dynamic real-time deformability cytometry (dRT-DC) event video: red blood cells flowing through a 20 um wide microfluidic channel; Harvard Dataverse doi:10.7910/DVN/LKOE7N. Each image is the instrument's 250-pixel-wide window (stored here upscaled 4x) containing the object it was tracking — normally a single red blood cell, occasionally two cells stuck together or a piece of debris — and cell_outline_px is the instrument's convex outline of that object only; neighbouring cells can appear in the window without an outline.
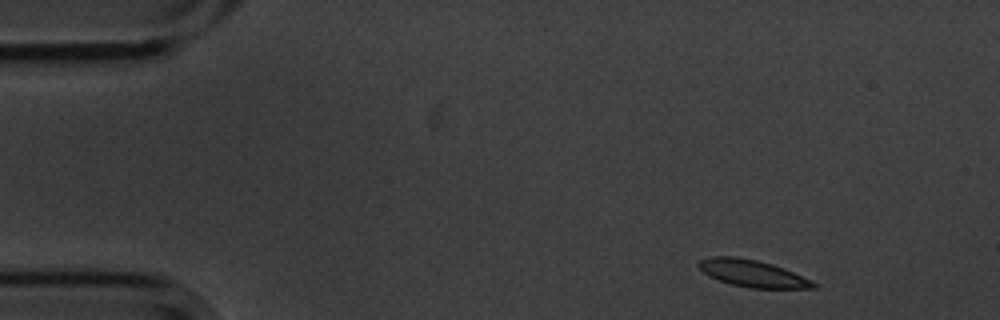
{"species": "common noctule bat (a hibernating species)", "species_latin": "Nyctalus noctula", "temperature_condition": "cold", "stored_images_in_passage": 10, "camera_frame_rate_fps": 3000, "um_per_image_px": 0.085, "animal": {"sex": "male", "body_mass_g": 20.1, "forearm_length_mm": 53.5}, "frame": {"image": 1, "passage_image": 1, "time_ms": 0.0, "image_size_px": [1000, 320], "cell_outline_px": [[820, 284], [816, 288], [748, 288], [732, 284], [720, 280], [704, 272], [696, 264], [700, 260], [712, 256], [732, 256], [756, 260], [772, 264], [784, 268], [812, 280]], "centroid_in_image_um": [64.02, 23.24], "position_along_channel_um": 21.0, "area_um2": 17.92}}
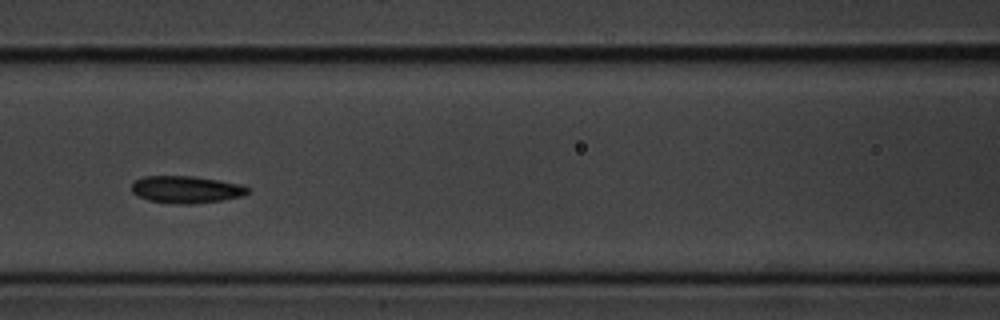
{"frame": {"image": 2, "passage_image": 6, "time_ms": 1.667, "image_size_px": [1000, 320], "cell_outline_px": [[248, 192], [244, 196], [224, 200], [192, 204], [176, 204], [148, 200], [136, 196], [132, 192], [132, 184], [136, 180], [144, 176], [192, 176], [244, 184], [248, 188]], "centroid_in_image_um": [15.84, 16.11], "position_along_channel_um": 150.8, "area_um2": 18.55}}
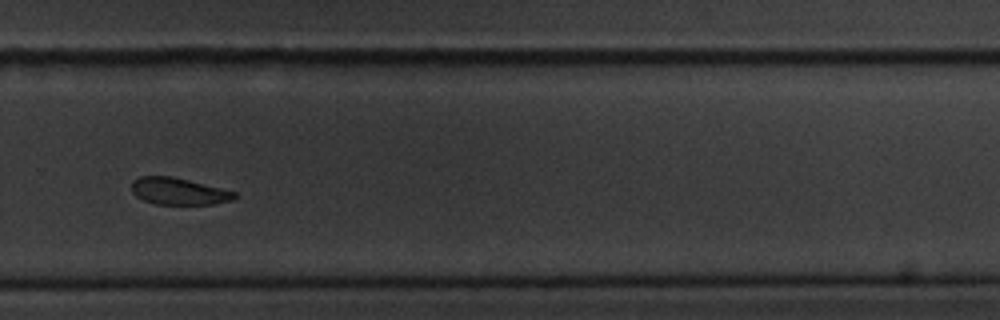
{"frame": {"image": 3, "passage_image": 10, "time_ms": 3.0, "image_size_px": [1000, 320], "cell_outline_px": [[240, 196], [232, 200], [212, 204], [156, 204], [144, 200], [136, 196], [132, 192], [132, 180], [140, 176], [172, 176], [236, 192]], "centroid_in_image_um": [15.18, 16.26], "position_along_channel_um": 314.6, "area_um2": 16.07}}